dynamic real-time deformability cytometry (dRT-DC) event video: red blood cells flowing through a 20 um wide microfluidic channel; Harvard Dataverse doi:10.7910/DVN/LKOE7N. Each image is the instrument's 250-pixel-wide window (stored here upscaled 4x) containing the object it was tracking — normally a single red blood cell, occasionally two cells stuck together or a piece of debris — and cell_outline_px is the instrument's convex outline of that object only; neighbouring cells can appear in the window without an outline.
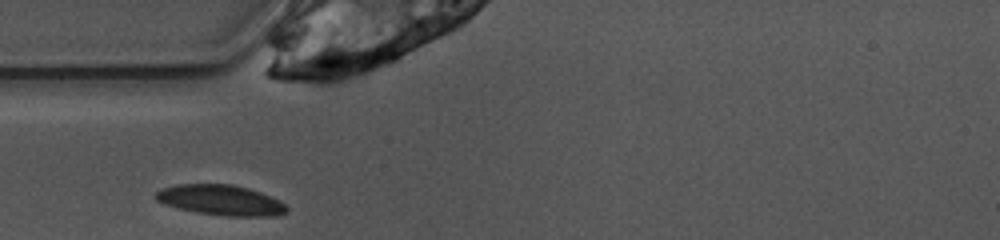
{"species": "common noctule bat (a hibernating species)", "species_latin": "Nyctalus noctula", "temperature_condition": "warm", "stored_images_in_passage": 4, "camera_frame_rate_fps": 3000, "um_per_image_px": 0.085, "animal": {"sex": "female", "body_mass_g": 10.0, "forearm_length_mm": 53.1}, "frame": {"image": 1, "passage_image": 1, "time_ms": 0.0, "image_size_px": [1000, 240], "cell_outline_px": [[288, 212], [280, 216], [224, 216], [196, 212], [164, 204], [156, 200], [152, 196], [152, 192], [160, 188], [176, 184], [232, 184], [248, 188], [260, 192], [280, 200], [288, 208]], "centroid_in_image_um": [18.73, 17.01], "position_along_channel_um": 66.3, "area_um2": 23.52}}